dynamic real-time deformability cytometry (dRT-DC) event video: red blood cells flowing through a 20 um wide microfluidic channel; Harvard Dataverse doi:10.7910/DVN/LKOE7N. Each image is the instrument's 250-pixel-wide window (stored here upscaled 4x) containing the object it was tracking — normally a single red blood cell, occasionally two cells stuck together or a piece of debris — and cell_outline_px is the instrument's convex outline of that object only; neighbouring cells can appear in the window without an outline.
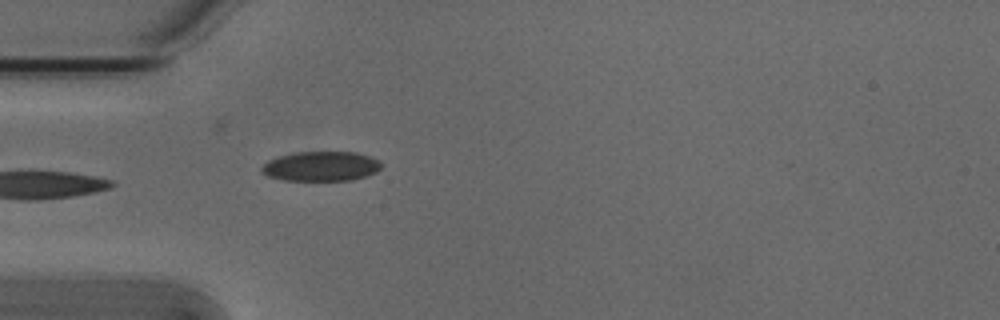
{"species": "Egyptian fruit bat (a non-hibernating species)", "species_latin": "Rousettus aegyptiacus", "temperature_condition": "cold", "stored_images_in_passage": 25, "camera_frame_rate_fps": 3000, "um_per_image_px": 0.085, "animal": {"sex": "male"}, "frame": {"image": 1, "passage_image": 1, "time_ms": 0.0, "image_size_px": [1000, 320], "cell_outline_px": [[384, 164], [376, 172], [352, 180], [284, 180], [268, 176], [260, 172], [260, 168], [268, 160], [292, 152], [356, 152], [380, 160]], "centroid_in_image_um": [27.29, 14.13], "position_along_channel_um": 57.7, "area_um2": 20.75}}